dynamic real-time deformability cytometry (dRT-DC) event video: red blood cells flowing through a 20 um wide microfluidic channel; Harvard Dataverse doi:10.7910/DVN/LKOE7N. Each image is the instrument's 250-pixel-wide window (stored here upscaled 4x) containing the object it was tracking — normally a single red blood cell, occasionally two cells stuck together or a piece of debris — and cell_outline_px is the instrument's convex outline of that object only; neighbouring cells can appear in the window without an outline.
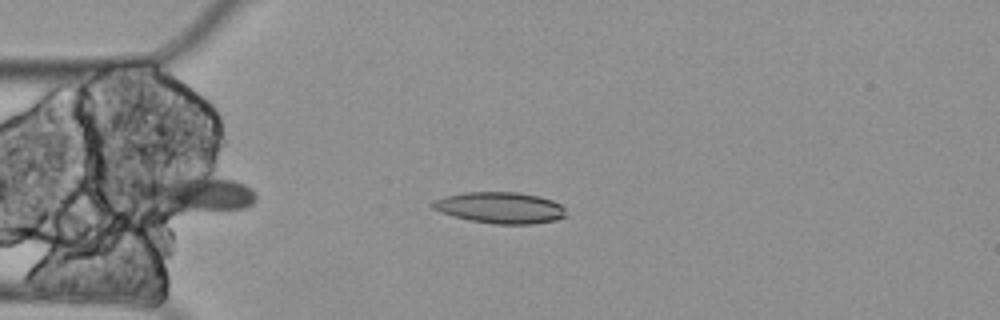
{"species": "Egyptian fruit bat (a non-hibernating species)", "species_latin": "Rousettus aegyptiacus", "temperature_condition": "cold", "stored_images_in_passage": 5, "segment_of_instrument_passage": [1, 2], "camera_frame_rate_fps": 3000, "um_per_image_px": 0.085, "animal": {"sex": "female"}, "frame": {"image": 1, "passage_image": 3, "time_ms": 0.667, "image_size_px": [1000, 320], "cell_outline_px": [[568, 216], [556, 220], [532, 224], [496, 224], [468, 220], [440, 212], [432, 208], [428, 204], [444, 196], [464, 192], [520, 192], [540, 196], [552, 200], [560, 204], [564, 208]], "centroid_in_image_um": [42.52, 17.65], "position_along_channel_um": 42.5, "area_um2": 24.57}}